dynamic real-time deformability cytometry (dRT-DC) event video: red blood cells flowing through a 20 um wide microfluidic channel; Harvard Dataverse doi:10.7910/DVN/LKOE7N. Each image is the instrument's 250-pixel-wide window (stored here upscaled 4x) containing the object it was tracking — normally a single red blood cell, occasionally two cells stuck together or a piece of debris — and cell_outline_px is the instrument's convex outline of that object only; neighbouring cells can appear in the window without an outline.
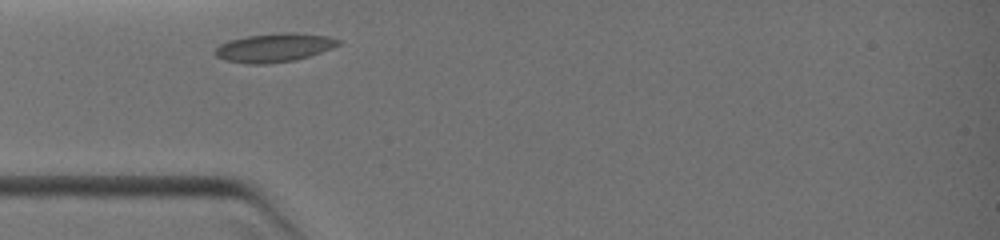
{"species": "common noctule bat (a hibernating species)", "species_latin": "Nyctalus noctula", "temperature_condition": "warm", "stored_images_in_passage": 5, "camera_frame_rate_fps": 3000, "um_per_image_px": 0.085, "animal": {"sex": "female", "body_mass_g": 19.0, "forearm_length_mm": 51.5}, "frame": {"image": 1, "passage_image": 1, "time_ms": 0.0, "image_size_px": [1000, 240], "cell_outline_px": [[340, 44], [332, 48], [296, 60], [264, 64], [248, 64], [224, 60], [216, 56], [212, 52], [220, 44], [232, 40], [248, 36], [284, 32], [288, 32], [328, 36], [340, 40]], "centroid_in_image_um": [23.29, 4.06], "position_along_channel_um": 61.7, "area_um2": 20.4}}
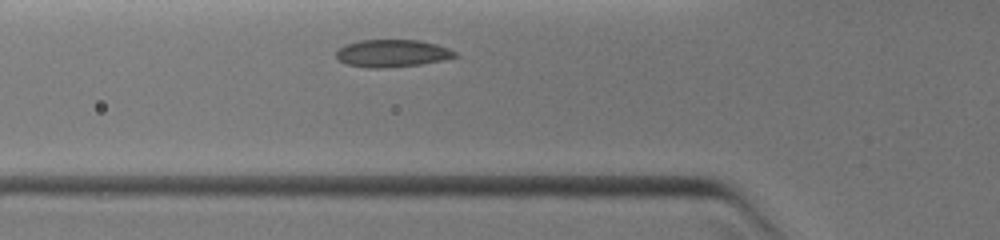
{"frame": {"image": 2, "passage_image": 2, "time_ms": 0.667, "image_size_px": [1000, 240], "cell_outline_px": [[460, 56], [444, 60], [420, 64], [384, 68], [368, 68], [348, 64], [340, 60], [336, 56], [336, 52], [340, 48], [348, 44], [360, 40], [420, 40], [436, 44], [448, 48], [456, 52]], "centroid_in_image_um": [33.39, 4.53], "position_along_channel_um": 92.4, "area_um2": 18.9}}
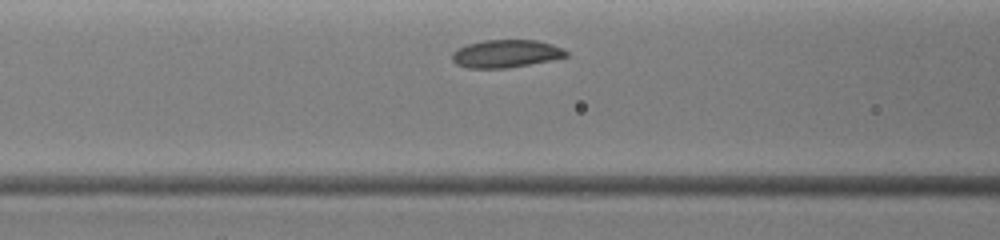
{"frame": {"image": 3, "passage_image": 4, "time_ms": 1.333, "image_size_px": [1000, 240], "cell_outline_px": [[568, 56], [552, 60], [504, 68], [468, 68], [456, 64], [452, 60], [452, 52], [456, 48], [468, 44], [484, 40], [536, 40], [552, 44], [564, 48], [568, 52]], "centroid_in_image_um": [43.0, 4.55], "position_along_channel_um": 123.6, "area_um2": 18.5}}